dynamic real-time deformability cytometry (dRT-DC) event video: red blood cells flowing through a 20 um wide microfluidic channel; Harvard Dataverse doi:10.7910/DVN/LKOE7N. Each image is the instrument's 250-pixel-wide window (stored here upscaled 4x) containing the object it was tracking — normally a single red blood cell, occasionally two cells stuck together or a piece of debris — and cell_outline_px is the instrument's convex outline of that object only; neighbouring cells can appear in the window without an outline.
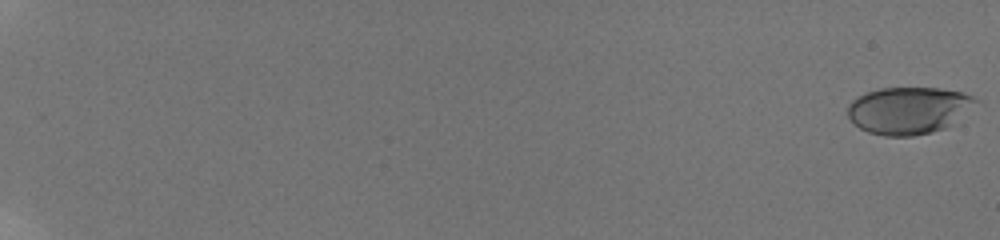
{"species": "human", "species_latin": "Homo sapiens", "temperature_condition": "room temperature", "stored_images_in_passage": 33, "camera_frame_rate_fps": 3000, "um_per_image_px": 0.085, "donor": {"sex": "male"}, "frame": {"image": 1, "passage_image": 1, "time_ms": 0.0, "image_size_px": [1000, 240], "cell_outline_px": [[976, 100], [952, 124], [944, 128], [932, 132], [912, 136], [884, 136], [868, 132], [860, 128], [848, 116], [848, 104], [852, 100], [868, 92], [880, 88], [940, 88], [960, 92], [972, 96]], "centroid_in_image_um": [77.17, 9.38], "position_along_channel_um": 7.8, "area_um2": 34.45}}
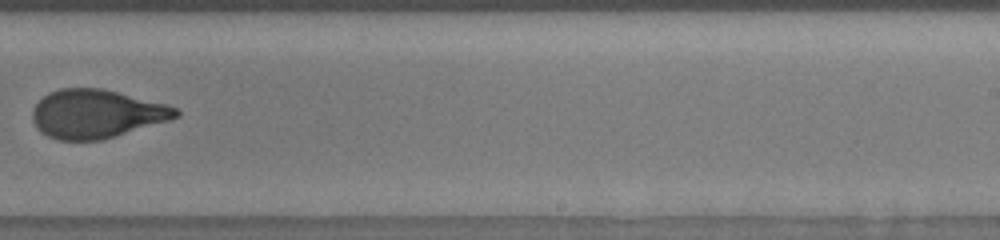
{"frame": {"image": 2, "passage_image": 25, "time_ms": 14.0, "image_size_px": [1000, 240], "cell_outline_px": [[180, 116], [168, 120], [116, 136], [100, 140], [60, 140], [48, 136], [40, 132], [36, 128], [32, 120], [32, 108], [48, 92], [60, 88], [104, 88], [168, 104], [176, 108], [180, 112]], "centroid_in_image_um": [8.18, 9.66], "position_along_channel_um": 280.8, "area_um2": 40.75}}
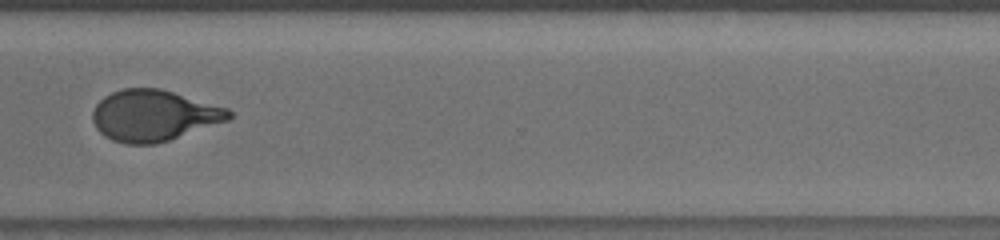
{"frame": {"image": 3, "passage_image": 28, "time_ms": 16.0, "image_size_px": [1000, 240], "cell_outline_px": [[232, 116], [228, 120], [156, 144], [124, 144], [112, 140], [104, 136], [96, 128], [92, 120], [92, 112], [96, 104], [104, 96], [120, 88], [160, 88], [228, 108], [232, 112]], "centroid_in_image_um": [13.03, 9.81], "position_along_channel_um": 357.6, "area_um2": 40.58}, "authors_computed_cell_mechanics": {"area_um2": 39.882, "velocity_mm_per_s": 3.8315, "shape_relaxation_time_tau1_ms": 3.58, "shape_relaxation_time_tau2_ms": 0.8967, "deformation_change_tau1": 0.1958, "deformation_change_tau2": 0.0786}}